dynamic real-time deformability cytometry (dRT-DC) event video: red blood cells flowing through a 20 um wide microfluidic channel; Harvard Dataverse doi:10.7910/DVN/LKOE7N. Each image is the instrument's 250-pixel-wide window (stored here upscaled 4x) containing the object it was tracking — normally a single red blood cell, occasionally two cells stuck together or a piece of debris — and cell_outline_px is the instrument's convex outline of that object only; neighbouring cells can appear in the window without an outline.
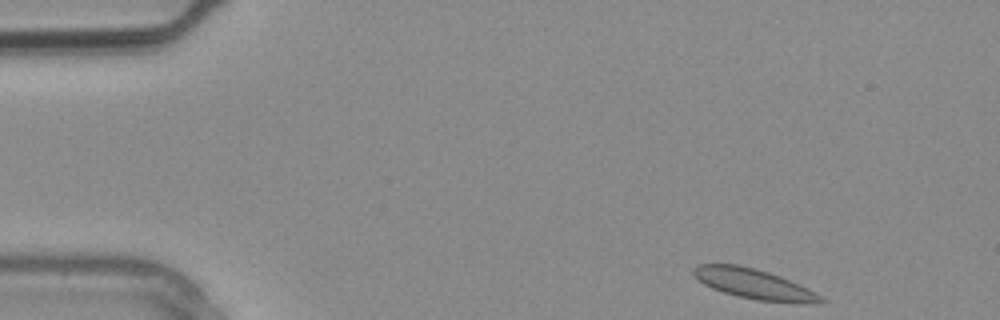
{"species": "common noctule bat (a hibernating species)", "species_latin": "Nyctalus noctula", "temperature_condition": "warm", "stored_images_in_passage": 2, "camera_frame_rate_fps": 3000, "um_per_image_px": 0.085, "animal": {"sex": "male", "body_mass_g": 20.4}, "frame": {"image": 1, "passage_image": 1, "time_ms": 0.0, "image_size_px": [1000, 320], "cell_outline_px": [[828, 300], [820, 304], [804, 304], [756, 300], [736, 296], [712, 288], [704, 284], [692, 272], [692, 268], [696, 264], [740, 264], [756, 268], [780, 276], [800, 284], [808, 288]], "centroid_in_image_um": [64.15, 24.15], "position_along_channel_um": 20.8, "area_um2": 22.66}}